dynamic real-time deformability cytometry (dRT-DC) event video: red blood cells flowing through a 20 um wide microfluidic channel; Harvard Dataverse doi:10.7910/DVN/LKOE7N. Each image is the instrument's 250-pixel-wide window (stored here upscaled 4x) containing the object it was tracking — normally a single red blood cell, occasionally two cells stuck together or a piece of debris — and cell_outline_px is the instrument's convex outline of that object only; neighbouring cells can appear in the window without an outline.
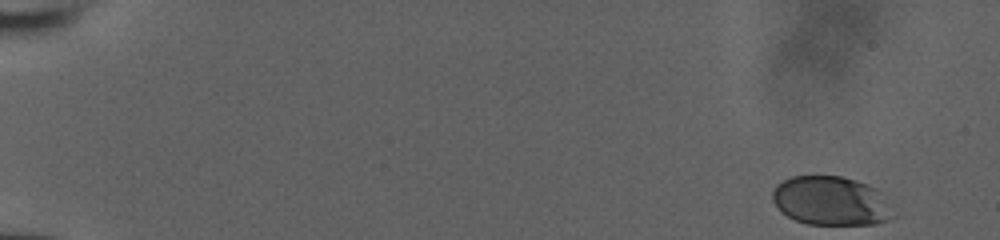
{"species": "human", "species_latin": "Homo sapiens", "temperature_condition": "room temperature", "stored_images_in_passage": 45, "camera_frame_rate_fps": 3000, "um_per_image_px": 0.085, "donor": {"sex": "male"}, "frame": {"image": 1, "passage_image": 1, "time_ms": 0.0, "image_size_px": [1000, 240], "cell_outline_px": [[888, 220], [876, 224], [808, 224], [796, 220], [780, 212], [772, 200], [772, 192], [776, 184], [792, 176], [840, 176], [856, 180], [876, 188]], "centroid_in_image_um": [70.44, 17.06], "position_along_channel_um": 14.6, "area_um2": 33.29}}
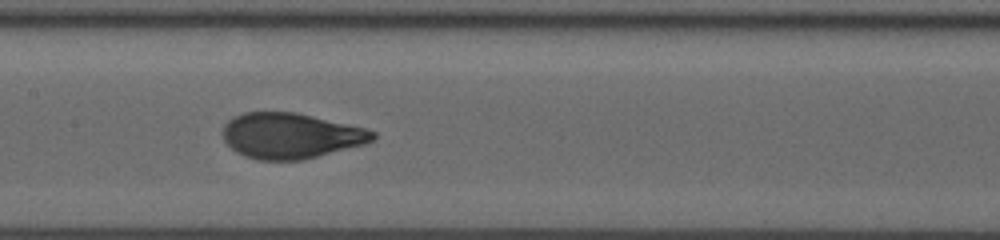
{"frame": {"image": 2, "passage_image": 26, "time_ms": 8.333, "image_size_px": [1000, 240], "cell_outline_px": [[376, 136], [372, 140], [364, 144], [304, 160], [256, 160], [244, 156], [236, 152], [224, 140], [224, 124], [232, 116], [244, 112], [296, 112], [364, 128], [376, 132]], "centroid_in_image_um": [24.68, 11.54], "position_along_channel_um": 182.7, "area_um2": 39.71}}
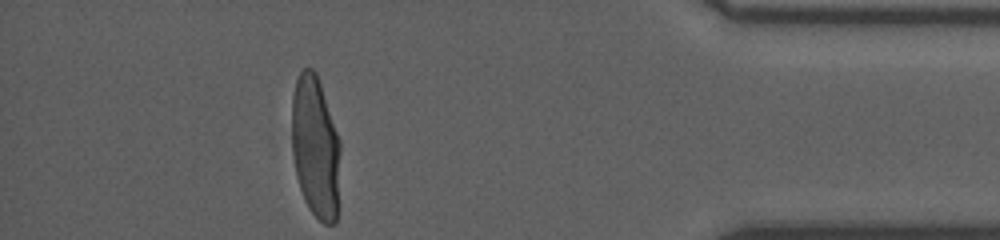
{"frame": {"image": 3, "passage_image": 45, "time_ms": 14.667, "image_size_px": [1000, 240], "cell_outline_px": [[340, 152], [336, 224], [324, 224], [308, 208], [304, 200], [296, 176], [292, 152], [292, 96], [296, 80], [300, 72], [304, 68], [312, 68], [316, 72], [340, 140]], "centroid_in_image_um": [26.8, 12.52], "position_along_channel_um": 408.4, "area_um2": 40.23}}